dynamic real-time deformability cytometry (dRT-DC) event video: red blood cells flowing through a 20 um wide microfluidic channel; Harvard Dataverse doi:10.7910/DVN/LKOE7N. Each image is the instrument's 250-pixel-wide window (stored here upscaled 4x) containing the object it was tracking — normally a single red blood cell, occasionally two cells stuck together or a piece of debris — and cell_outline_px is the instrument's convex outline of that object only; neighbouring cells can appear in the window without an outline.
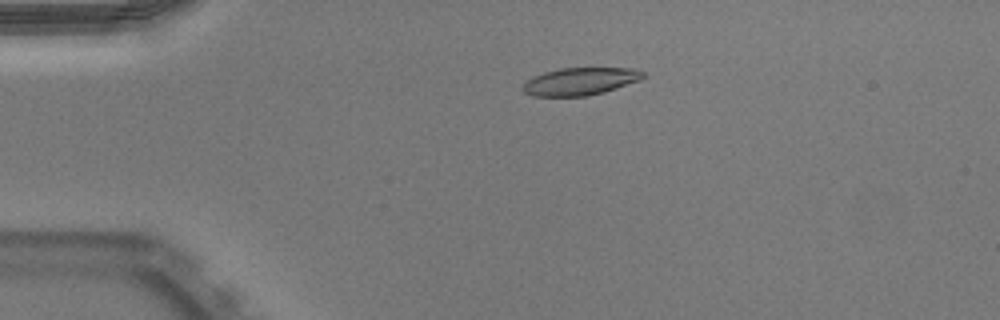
{"species": "Egyptian fruit bat (a non-hibernating species)", "species_latin": "Rousettus aegyptiacus", "temperature_condition": "warm", "stored_images_in_passage": 52, "camera_frame_rate_fps": 3000, "um_per_image_px": 0.085, "animal": {"sex": "male"}, "frame": {"image": 1, "passage_image": 12, "time_ms": 3.667, "image_size_px": [1000, 320], "cell_outline_px": [[644, 76], [640, 80], [604, 92], [588, 96], [532, 96], [524, 92], [520, 88], [532, 76], [544, 72], [560, 68], [632, 68], [644, 72]], "centroid_in_image_um": [49.29, 6.92], "position_along_channel_um": 35.7, "area_um2": 19.31}}
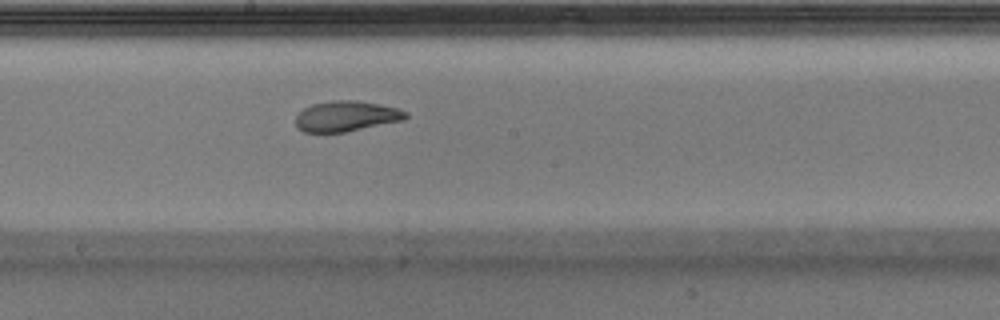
{"frame": {"image": 2, "passage_image": 29, "time_ms": 9.333, "image_size_px": [1000, 320], "cell_outline_px": [[408, 116], [404, 120], [344, 132], [304, 132], [296, 124], [296, 116], [304, 108], [312, 104], [332, 100], [360, 100], [380, 104], [396, 108], [408, 112]], "centroid_in_image_um": [29.45, 9.86], "position_along_channel_um": 218.7, "area_um2": 19.48}}
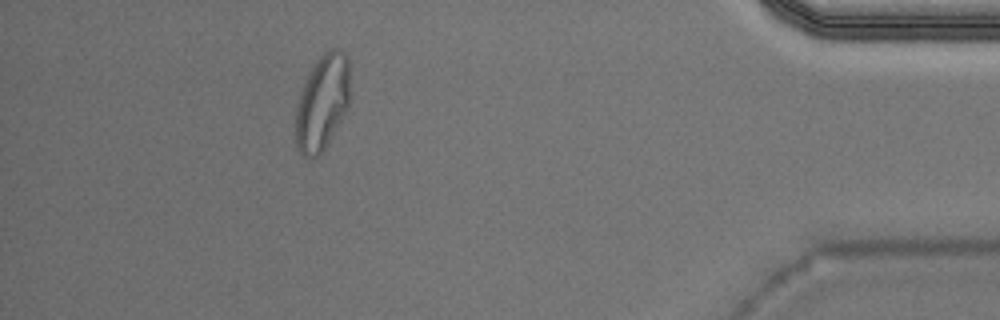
{"frame": {"image": 3, "passage_image": 47, "time_ms": 15.333, "image_size_px": [1000, 320], "cell_outline_px": [[348, 104], [324, 152], [320, 156], [304, 156], [300, 152], [296, 144], [296, 108], [300, 92], [316, 60], [324, 52], [332, 48], [340, 48], [348, 56]], "centroid_in_image_um": [27.38, 8.7], "position_along_channel_um": 407.8, "area_um2": 29.82}, "authors_computed_cell_mechanics": {"area_um2": 20.1144, "velocity_mm_per_s": 3.9599, "shape_relaxation_time_tau1_ms": 5.9431, "shape_relaxation_time_tau2_ms": 1.3908, "deformation_change_tau1": 0.2178, "deformation_change_tau2": 0.0786}}